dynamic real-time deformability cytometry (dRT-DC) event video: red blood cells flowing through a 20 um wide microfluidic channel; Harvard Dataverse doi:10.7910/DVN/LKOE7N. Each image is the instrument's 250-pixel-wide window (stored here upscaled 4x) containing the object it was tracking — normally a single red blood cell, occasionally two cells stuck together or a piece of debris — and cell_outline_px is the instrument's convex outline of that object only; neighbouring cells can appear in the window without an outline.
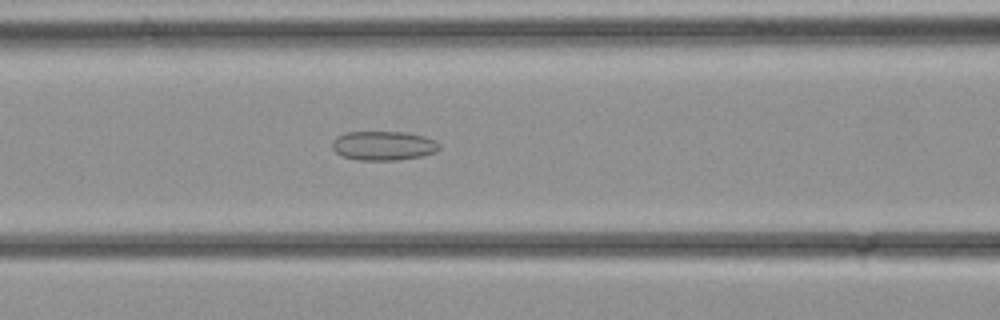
{"species": "common noctule bat (a hibernating species)", "species_latin": "Nyctalus noctula", "temperature_condition": "cold", "stored_images_in_passage": 34, "camera_frame_rate_fps": 3000, "um_per_image_px": 0.085, "animal": {"sex": "female", "body_mass_g": 21.9}, "frame": {"image": 1, "passage_image": 14, "time_ms": 4.333, "image_size_px": [1000, 320], "cell_outline_px": [[440, 148], [436, 152], [420, 156], [396, 160], [356, 160], [340, 156], [332, 148], [332, 140], [336, 136], [344, 132], [408, 132], [424, 136], [436, 140], [440, 144]], "centroid_in_image_um": [32.57, 12.38], "position_along_channel_um": 134.0, "area_um2": 18.5}}
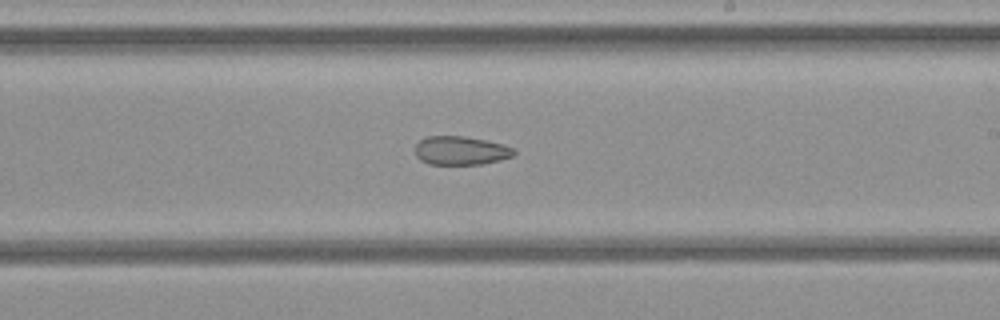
{"frame": {"image": 2, "passage_image": 20, "time_ms": 6.333, "image_size_px": [1000, 320], "cell_outline_px": [[516, 152], [512, 156], [500, 160], [480, 164], [428, 164], [420, 160], [416, 156], [416, 144], [420, 140], [428, 136], [464, 136], [504, 144], [516, 148]], "centroid_in_image_um": [39.18, 12.8], "position_along_channel_um": 249.8, "area_um2": 16.53}}
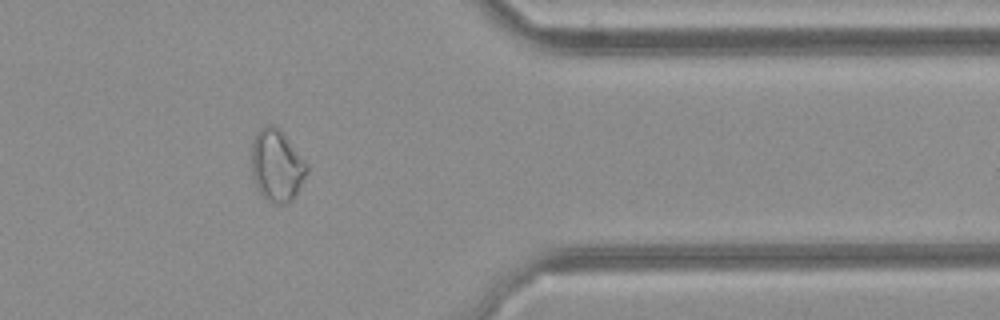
{"frame": {"image": 3, "passage_image": 28, "time_ms": 9.0, "image_size_px": [1000, 320], "cell_outline_px": [[308, 172], [292, 200], [288, 204], [272, 204], [256, 188], [252, 180], [252, 140], [256, 132], [264, 124], [272, 124], [284, 132], [308, 164]], "centroid_in_image_um": [23.52, 14.05], "position_along_channel_um": 387.9, "area_um2": 23.64}}